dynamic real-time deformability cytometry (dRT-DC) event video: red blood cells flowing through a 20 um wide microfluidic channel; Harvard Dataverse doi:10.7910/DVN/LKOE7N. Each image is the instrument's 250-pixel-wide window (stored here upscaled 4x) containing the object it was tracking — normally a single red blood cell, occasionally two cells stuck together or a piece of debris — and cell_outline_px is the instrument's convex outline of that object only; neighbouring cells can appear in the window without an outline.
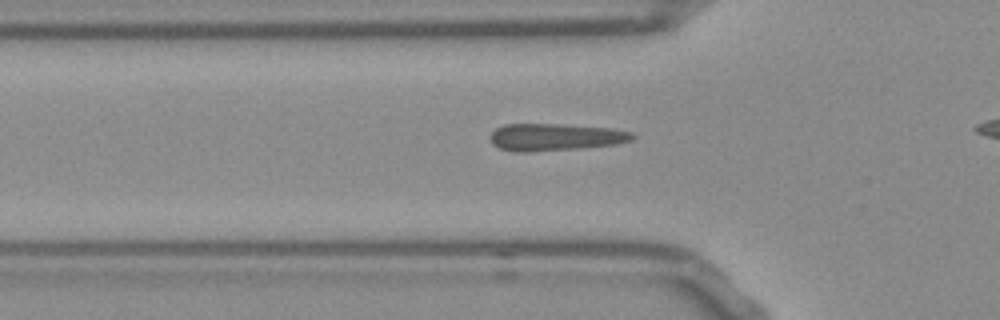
{"species": "Egyptian fruit bat (a non-hibernating species)", "species_latin": "Rousettus aegyptiacus", "temperature_condition": "room temperature", "stored_images_in_passage": 37, "camera_frame_rate_fps": 3000, "um_per_image_px": 0.085, "frame": {"image": 1, "passage_image": 11, "time_ms": 3.333, "image_size_px": [1000, 320], "cell_outline_px": [[636, 136], [632, 140], [616, 144], [580, 148], [524, 152], [516, 152], [500, 148], [492, 144], [488, 136], [496, 128], [504, 124], [556, 124], [612, 128], [632, 132]], "centroid_in_image_um": [47.17, 11.65], "position_along_channel_um": 78.6, "area_um2": 22.54}}
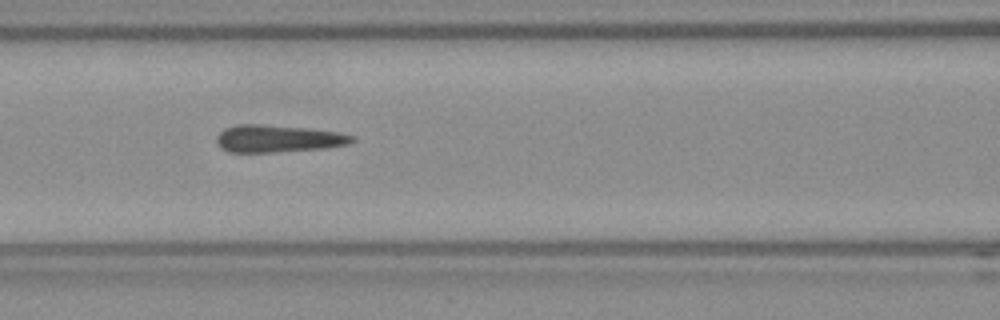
{"frame": {"image": 2, "passage_image": 16, "time_ms": 5.0, "image_size_px": [1000, 320], "cell_outline_px": [[356, 140], [348, 144], [324, 148], [268, 152], [228, 152], [220, 148], [216, 144], [216, 136], [224, 128], [236, 124], [260, 124], [308, 128], [340, 132], [356, 136]], "centroid_in_image_um": [23.61, 11.77], "position_along_channel_um": 143.0, "area_um2": 21.73}}